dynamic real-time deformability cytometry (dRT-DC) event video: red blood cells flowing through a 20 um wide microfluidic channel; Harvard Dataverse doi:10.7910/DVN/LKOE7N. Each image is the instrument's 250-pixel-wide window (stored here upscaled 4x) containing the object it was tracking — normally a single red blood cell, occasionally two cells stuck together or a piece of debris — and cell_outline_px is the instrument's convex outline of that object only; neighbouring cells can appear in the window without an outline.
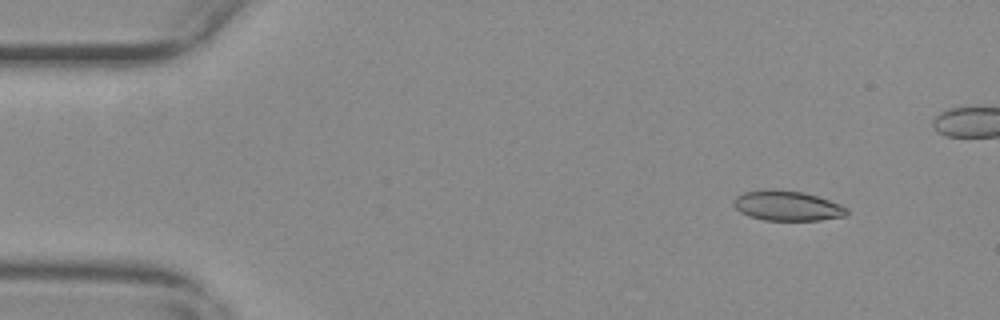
{"species": "common noctule bat (a hibernating species)", "species_latin": "Nyctalus noctula", "temperature_condition": "warm", "stored_images_in_passage": 50, "camera_frame_rate_fps": 3000, "um_per_image_px": 0.085, "animal": {"sex": "female", "body_mass_g": 29.2, "forearm_length_mm": 56.3}, "frame": {"image": 1, "passage_image": 6, "time_ms": 1.667, "image_size_px": [1000, 320], "cell_outline_px": [[848, 212], [844, 216], [820, 220], [764, 220], [748, 216], [740, 212], [732, 204], [732, 200], [736, 196], [744, 192], [764, 188], [776, 188], [804, 192], [840, 204], [848, 208]], "centroid_in_image_um": [66.86, 17.47], "position_along_channel_um": 18.1, "area_um2": 20.06}}
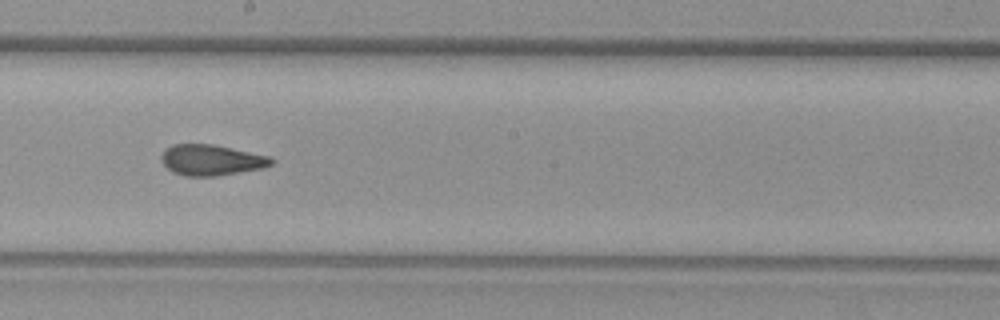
{"frame": {"image": 2, "passage_image": 31, "time_ms": 10.0, "image_size_px": [1000, 320], "cell_outline_px": [[276, 160], [272, 164], [260, 168], [216, 176], [184, 176], [172, 172], [164, 164], [160, 156], [172, 144], [212, 144], [232, 148], [268, 156]], "centroid_in_image_um": [17.95, 13.6], "position_along_channel_um": 230.3, "area_um2": 19.48}}
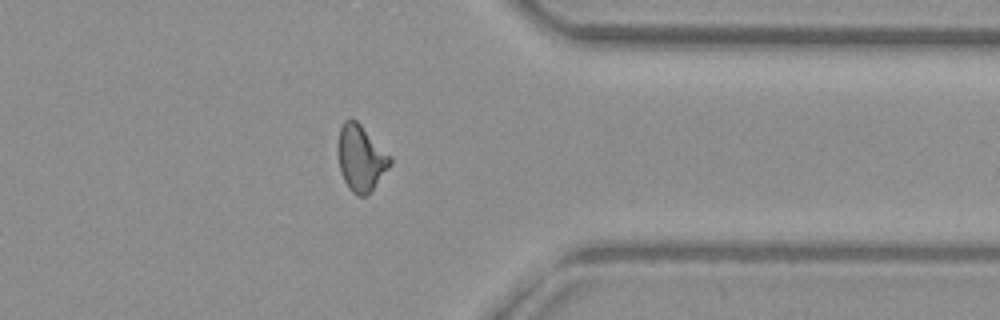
{"frame": {"image": 3, "passage_image": 44, "time_ms": 14.333, "image_size_px": [1000, 320], "cell_outline_px": [[392, 164], [372, 188], [364, 196], [356, 196], [348, 188], [340, 172], [340, 128], [344, 120], [352, 116], [392, 156]], "centroid_in_image_um": [30.7, 13.42], "position_along_channel_um": 380.7, "area_um2": 19.65}, "authors_computed_cell_mechanics": {"area_um2": 19.7965, "velocity_mm_per_s": 3.7207, "shape_relaxation_time_tau1_ms": null, "shape_relaxation_time_tau2_ms": 1.6804, "deformation_change_tau1": null, "deformation_change_tau2": 0.0785}}